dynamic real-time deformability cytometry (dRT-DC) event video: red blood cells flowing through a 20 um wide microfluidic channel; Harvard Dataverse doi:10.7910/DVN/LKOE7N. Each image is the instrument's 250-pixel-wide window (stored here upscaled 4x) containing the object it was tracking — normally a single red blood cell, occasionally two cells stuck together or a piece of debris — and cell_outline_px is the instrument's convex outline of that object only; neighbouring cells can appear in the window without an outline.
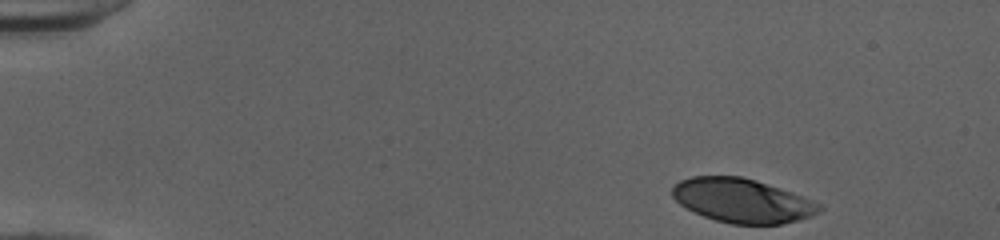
{"species": "human", "species_latin": "Homo sapiens", "temperature_condition": "cold", "stored_images_in_passage": 41, "camera_frame_rate_fps": 3000, "um_per_image_px": 0.085, "donor": {"sex": "female"}, "frame": {"image": 1, "passage_image": 1, "time_ms": 0.0, "image_size_px": [1000, 240], "cell_outline_px": [[824, 208], [820, 212], [812, 216], [780, 224], [732, 224], [716, 220], [704, 216], [680, 204], [672, 196], [672, 184], [680, 180], [692, 176], [740, 176], [756, 180], [792, 192], [812, 200], [820, 204]], "centroid_in_image_um": [63.09, 17.04], "position_along_channel_um": 21.9, "area_um2": 37.63}}
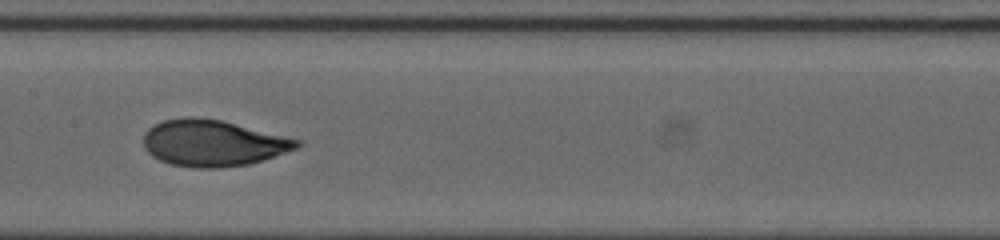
{"frame": {"image": 2, "passage_image": 22, "time_ms": 7.0, "image_size_px": [1000, 240], "cell_outline_px": [[304, 144], [296, 148], [248, 164], [224, 168], [196, 168], [172, 164], [160, 160], [152, 156], [144, 148], [144, 132], [152, 124], [164, 120], [184, 116], [192, 116], [220, 120], [304, 140]], "centroid_in_image_um": [18.08, 12.15], "position_along_channel_um": 189.3, "area_um2": 41.56}}
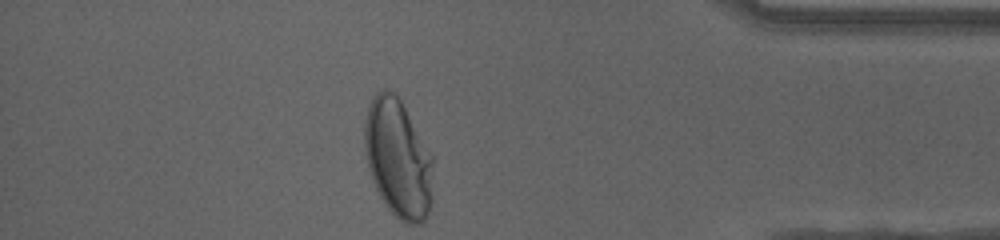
{"frame": {"image": 3, "passage_image": 40, "time_ms": 13.0, "image_size_px": [1000, 240], "cell_outline_px": [[436, 156], [432, 200], [428, 212], [424, 220], [420, 224], [404, 224], [384, 204], [372, 180], [368, 168], [364, 148], [364, 124], [368, 104], [372, 96], [380, 88], [388, 88], [400, 100]], "centroid_in_image_um": [33.88, 13.45], "position_along_channel_um": 401.3, "area_um2": 48.78}, "authors_computed_cell_mechanics": {"area_um2": 40.46, "velocity_mm_per_s": 4.0094, "shape_relaxation_time_tau1_ms": 4.1289, "shape_relaxation_time_tau2_ms": null, "deformation_change_tau1": 0.2028, "deformation_change_tau2": null}}